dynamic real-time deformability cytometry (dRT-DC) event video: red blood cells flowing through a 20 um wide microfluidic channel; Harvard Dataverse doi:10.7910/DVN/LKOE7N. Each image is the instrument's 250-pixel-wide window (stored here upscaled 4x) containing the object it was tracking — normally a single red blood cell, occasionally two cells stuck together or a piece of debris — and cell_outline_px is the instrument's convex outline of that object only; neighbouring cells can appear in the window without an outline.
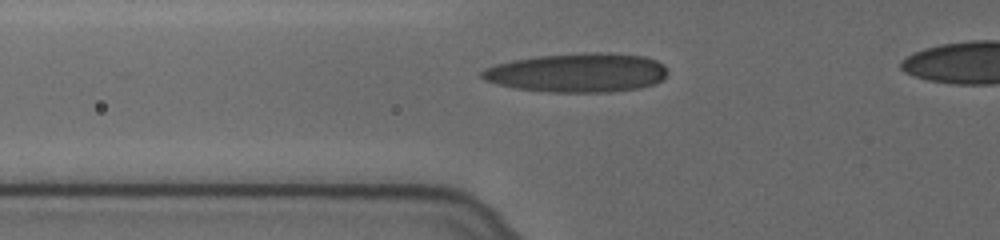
{"species": "human", "species_latin": "Homo sapiens", "temperature_condition": "cold", "stored_images_in_passage": 15, "camera_frame_rate_fps": 3000, "um_per_image_px": 0.085, "donor": {"sex": "female"}, "frame": {"image": 1, "passage_image": 7, "time_ms": 2.0, "image_size_px": [1000, 240], "cell_outline_px": [[668, 72], [660, 80], [652, 84], [636, 88], [612, 92], [548, 92], [516, 88], [484, 80], [480, 76], [480, 72], [484, 68], [496, 64], [512, 60], [536, 56], [592, 52], [600, 52], [644, 56], [656, 60], [664, 64]], "centroid_in_image_um": [49.06, 6.17], "position_along_channel_um": 76.7, "area_um2": 42.14}}
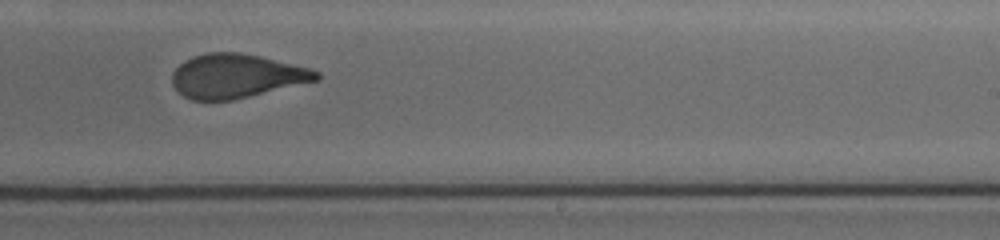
{"frame": {"image": 2, "passage_image": 12, "time_ms": 3.667, "image_size_px": [1000, 240], "cell_outline_px": [[320, 80], [232, 100], [192, 100], [184, 96], [172, 84], [172, 72], [184, 60], [192, 56], [208, 52], [240, 52], [260, 56], [312, 68], [320, 72]], "centroid_in_image_um": [20.12, 6.45], "position_along_channel_um": 268.9, "area_um2": 37.11}}
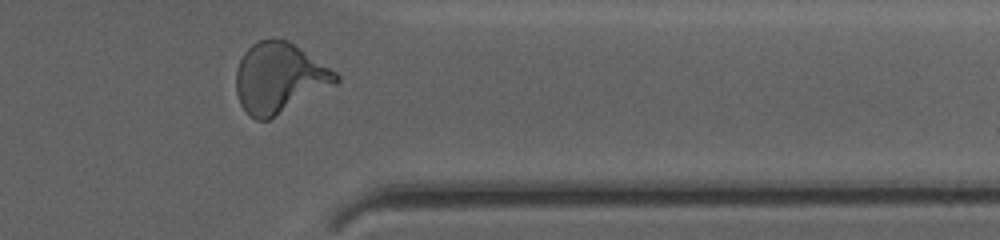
{"frame": {"image": 3, "passage_image": 15, "time_ms": 4.667, "image_size_px": [1000, 240], "cell_outline_px": [[340, 80], [336, 84], [268, 120], [256, 120], [240, 104], [236, 92], [236, 68], [244, 52], [252, 44], [260, 40], [288, 40], [336, 72], [340, 76]], "centroid_in_image_um": [23.73, 6.63], "position_along_channel_um": 387.7, "area_um2": 40.34}}